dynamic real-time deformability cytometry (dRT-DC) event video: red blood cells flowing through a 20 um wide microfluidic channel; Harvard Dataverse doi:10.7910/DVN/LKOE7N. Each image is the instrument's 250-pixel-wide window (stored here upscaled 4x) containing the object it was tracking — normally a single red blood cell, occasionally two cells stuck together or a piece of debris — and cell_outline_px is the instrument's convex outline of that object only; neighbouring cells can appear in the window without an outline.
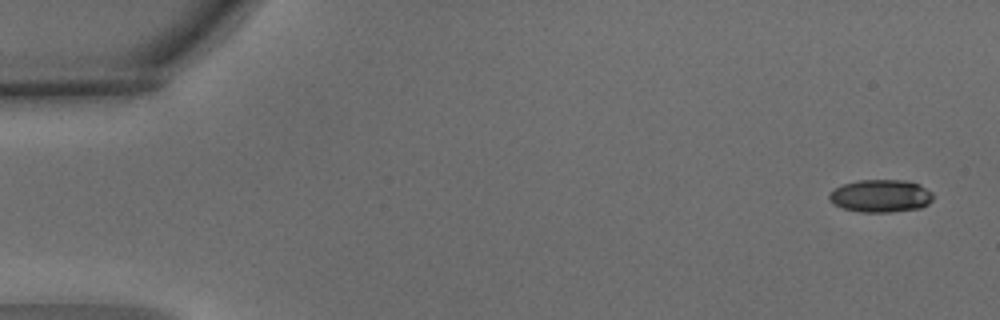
{"species": "common noctule bat (a hibernating species)", "species_latin": "Nyctalus noctula", "temperature_condition": "warm", "stored_images_in_passage": 4, "camera_frame_rate_fps": 3000, "um_per_image_px": 0.085, "animal": {"sex": "male", "body_mass_g": 15.6}, "frame": {"image": 1, "passage_image": 1, "time_ms": 0.0, "image_size_px": [1000, 320], "cell_outline_px": [[932, 200], [928, 204], [920, 208], [892, 212], [860, 212], [844, 208], [836, 204], [828, 196], [828, 192], [844, 184], [856, 180], [904, 180], [920, 184], [932, 192]], "centroid_in_image_um": [74.88, 16.65], "position_along_channel_um": 10.1, "area_um2": 19.71}}
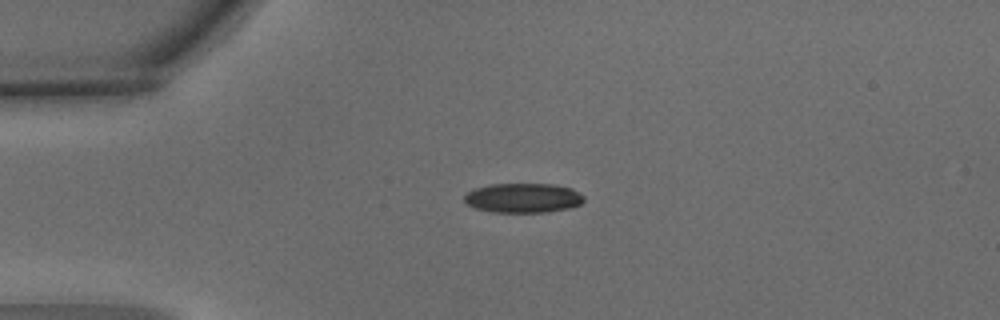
{"frame": {"image": 2, "passage_image": 4, "time_ms": 1.0, "image_size_px": [1000, 320], "cell_outline_px": [[584, 200], [580, 204], [568, 208], [548, 212], [492, 212], [476, 208], [468, 204], [464, 200], [464, 196], [468, 192], [476, 188], [492, 184], [556, 184], [572, 188], [580, 192], [584, 196]], "centroid_in_image_um": [44.5, 16.82], "position_along_channel_um": 40.5, "area_um2": 20.58}}